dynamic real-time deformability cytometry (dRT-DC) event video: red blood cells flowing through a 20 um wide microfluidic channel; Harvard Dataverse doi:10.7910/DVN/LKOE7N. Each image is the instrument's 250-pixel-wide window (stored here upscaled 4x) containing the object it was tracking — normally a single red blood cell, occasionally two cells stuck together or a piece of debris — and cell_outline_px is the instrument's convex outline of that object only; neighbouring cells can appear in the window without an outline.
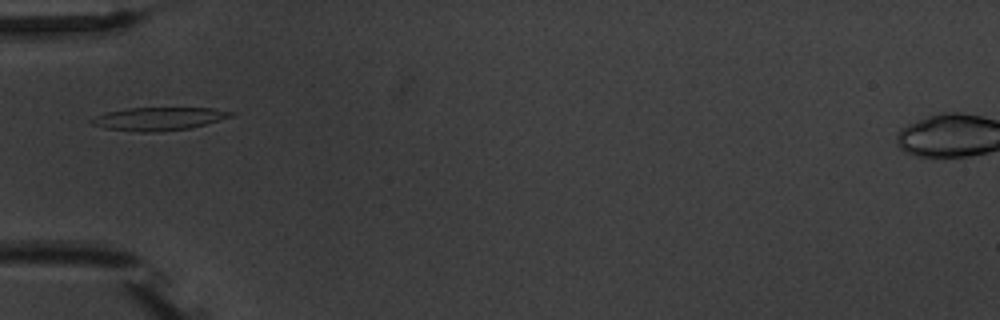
{"species": "common noctule bat (a hibernating species)", "species_latin": "Nyctalus noctula", "temperature_condition": "warm", "stored_images_in_passage": 2, "camera_frame_rate_fps": 3000, "um_per_image_px": 0.085, "animal": {"sex": "male", "body_mass_g": 20.1, "forearm_length_mm": 53.5}, "frame": {"image": 1, "passage_image": 2, "time_ms": 1.333, "image_size_px": [1000, 320], "cell_outline_px": [[236, 116], [188, 128], [160, 132], [136, 132], [104, 128], [92, 124], [88, 120], [96, 116], [108, 112], [128, 108], [212, 108], [236, 112]], "centroid_in_image_um": [13.51, 10.1], "position_along_channel_um": 71.5, "area_um2": 18.79}}